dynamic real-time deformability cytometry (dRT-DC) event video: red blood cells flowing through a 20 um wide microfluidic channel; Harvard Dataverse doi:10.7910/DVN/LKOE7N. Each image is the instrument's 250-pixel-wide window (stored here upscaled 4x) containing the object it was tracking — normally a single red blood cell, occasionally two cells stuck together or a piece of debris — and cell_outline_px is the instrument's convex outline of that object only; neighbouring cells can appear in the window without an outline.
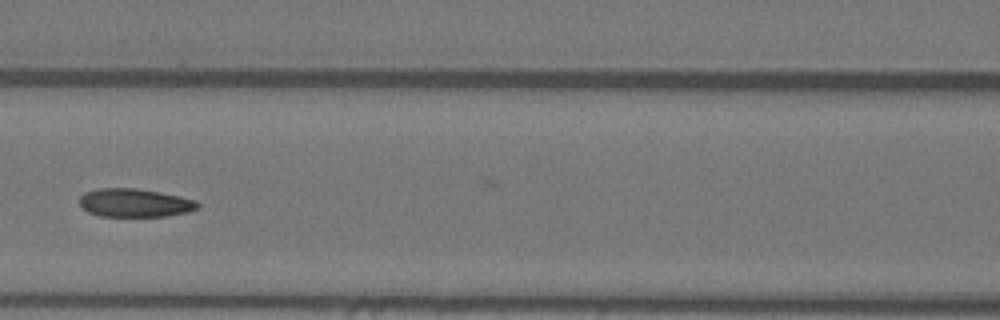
{"species": "Egyptian fruit bat (a non-hibernating species)", "species_latin": "Rousettus aegyptiacus", "temperature_condition": "warm", "stored_images_in_passage": 9, "camera_frame_rate_fps": 3000, "um_per_image_px": 0.085, "animal": {"sex": "female"}, "frame": {"image": 1, "passage_image": 6, "time_ms": 1.667, "image_size_px": [1000, 320], "cell_outline_px": [[200, 208], [188, 212], [168, 216], [100, 216], [88, 212], [80, 208], [80, 196], [84, 192], [96, 188], [136, 188], [160, 192], [180, 196], [196, 200], [200, 204]], "centroid_in_image_um": [11.45, 17.24], "position_along_channel_um": 155.1, "area_um2": 19.83}}
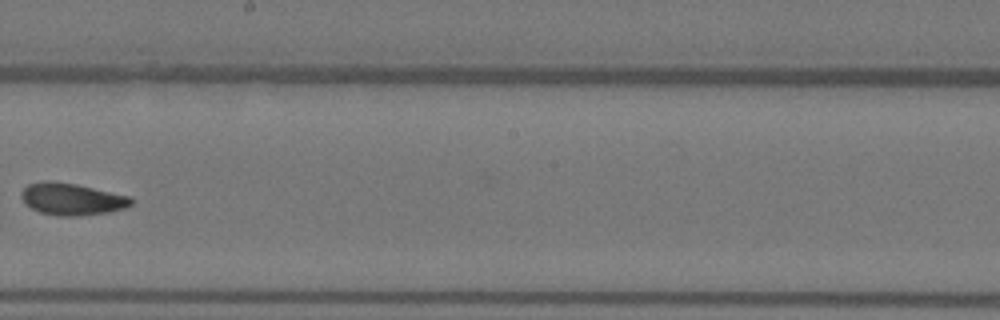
{"frame": {"image": 2, "passage_image": 8, "time_ms": 2.333, "image_size_px": [1000, 320], "cell_outline_px": [[132, 204], [124, 208], [108, 212], [80, 216], [60, 216], [40, 212], [24, 204], [20, 196], [20, 192], [28, 184], [52, 180], [76, 184], [132, 196]], "centroid_in_image_um": [6.1, 16.92], "position_along_channel_um": 242.1, "area_um2": 20.58}}
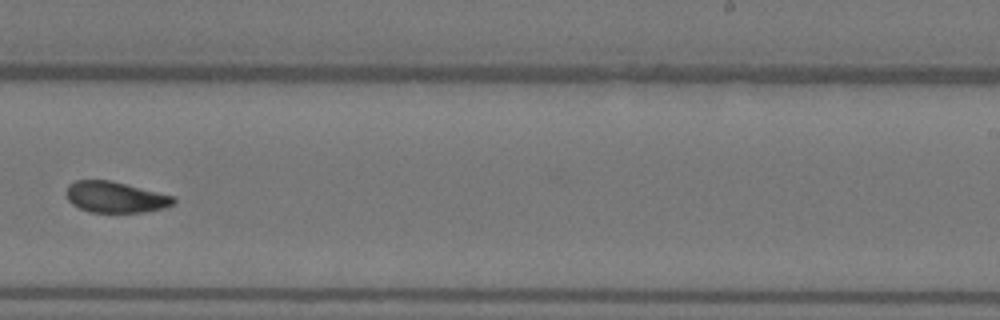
{"frame": {"image": 3, "passage_image": 9, "time_ms": 2.667, "image_size_px": [1000, 320], "cell_outline_px": [[176, 200], [172, 204], [164, 208], [144, 212], [88, 212], [72, 204], [68, 200], [64, 192], [68, 184], [76, 180], [108, 180], [172, 196]], "centroid_in_image_um": [9.72, 16.76], "position_along_channel_um": 279.3, "area_um2": 19.19}}